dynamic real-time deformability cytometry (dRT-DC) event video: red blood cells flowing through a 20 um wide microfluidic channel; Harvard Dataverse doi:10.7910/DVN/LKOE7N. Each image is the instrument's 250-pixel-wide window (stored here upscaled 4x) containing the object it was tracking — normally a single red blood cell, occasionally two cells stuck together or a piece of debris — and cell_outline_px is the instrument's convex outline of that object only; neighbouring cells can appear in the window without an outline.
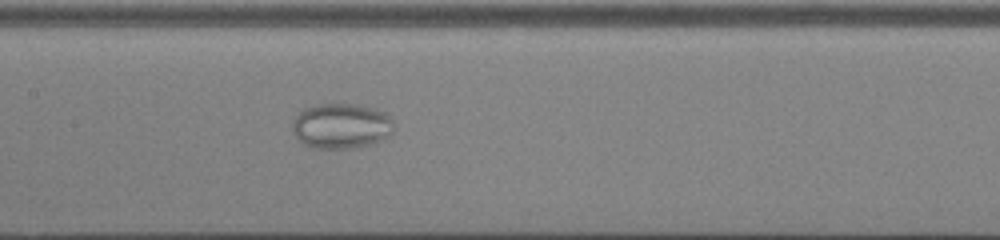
{"species": "common noctule bat (a hibernating species)", "species_latin": "Nyctalus noctula", "temperature_condition": "cold", "stored_images_in_passage": 43, "camera_frame_rate_fps": 3000, "um_per_image_px": 0.085, "animal": {"sex": "male", "body_mass_g": 13.0, "forearm_length_mm": 53.1}, "frame": {"image": 1, "passage_image": 18, "time_ms": 5.667, "image_size_px": [1000, 240], "cell_outline_px": [[392, 132], [384, 140], [376, 144], [352, 148], [312, 148], [304, 144], [292, 132], [292, 124], [296, 116], [304, 108], [312, 104], [356, 104], [376, 108], [384, 112], [392, 120]], "centroid_in_image_um": [29.01, 10.71], "position_along_channel_um": 178.4, "area_um2": 27.05}}
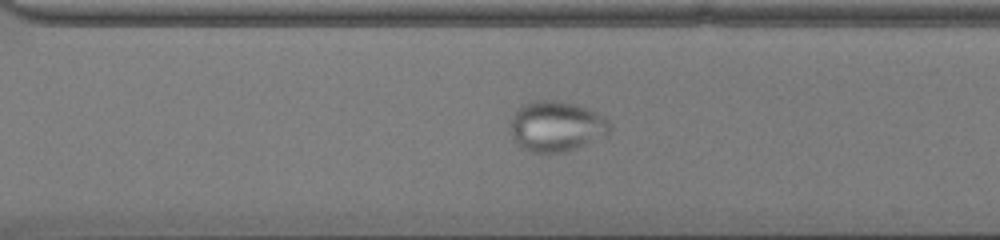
{"frame": {"image": 2, "passage_image": 29, "time_ms": 9.333, "image_size_px": [1000, 240], "cell_outline_px": [[612, 128], [608, 136], [564, 152], [528, 152], [508, 132], [508, 120], [516, 108], [524, 104], [536, 100], [552, 100], [572, 104], [584, 108], [604, 116], [608, 120]], "centroid_in_image_um": [47.25, 10.74], "position_along_channel_um": 323.3, "area_um2": 29.42}}
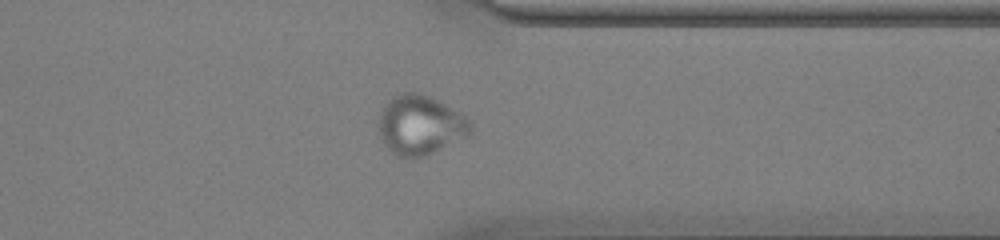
{"frame": {"image": 3, "passage_image": 33, "time_ms": 10.667, "image_size_px": [1000, 240], "cell_outline_px": [[472, 124], [468, 136], [424, 156], [396, 156], [384, 144], [380, 136], [376, 124], [380, 112], [388, 100], [392, 96], [404, 92], [416, 92], [428, 96], [444, 104], [472, 120]], "centroid_in_image_um": [35.68, 10.61], "position_along_channel_um": 375.7, "area_um2": 31.67}}